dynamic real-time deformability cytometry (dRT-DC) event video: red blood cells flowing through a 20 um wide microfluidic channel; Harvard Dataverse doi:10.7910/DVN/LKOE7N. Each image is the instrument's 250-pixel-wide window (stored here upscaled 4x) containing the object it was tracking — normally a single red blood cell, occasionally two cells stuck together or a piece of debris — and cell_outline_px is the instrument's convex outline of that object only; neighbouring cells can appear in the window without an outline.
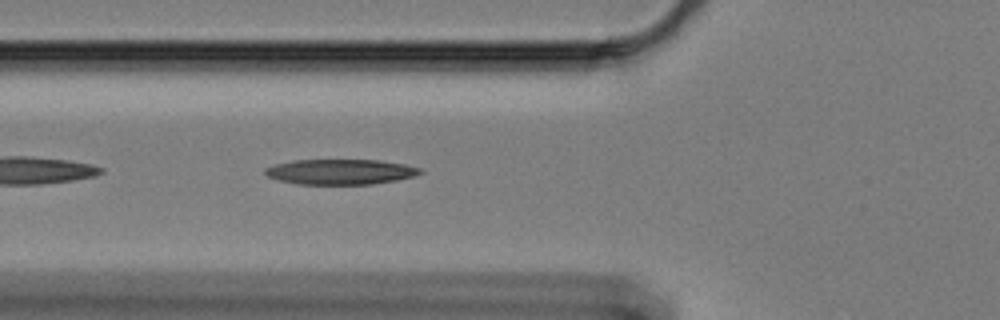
{"species": "Egyptian fruit bat (a non-hibernating species)", "species_latin": "Rousettus aegyptiacus", "temperature_condition": "cold", "stored_images_in_passage": 44, "segment_of_instrument_passage": [1, 2], "camera_frame_rate_fps": 3000, "um_per_image_px": 0.085, "animal": {"sex": "female"}, "frame": {"image": 1, "passage_image": 5, "time_ms": 1.333, "image_size_px": [1000, 320], "cell_outline_px": [[424, 172], [416, 176], [396, 180], [372, 184], [296, 184], [280, 180], [268, 176], [264, 172], [264, 168], [276, 164], [292, 160], [380, 160], [404, 164], [420, 168]], "centroid_in_image_um": [28.96, 14.6], "position_along_channel_um": 96.8, "area_um2": 22.83}}
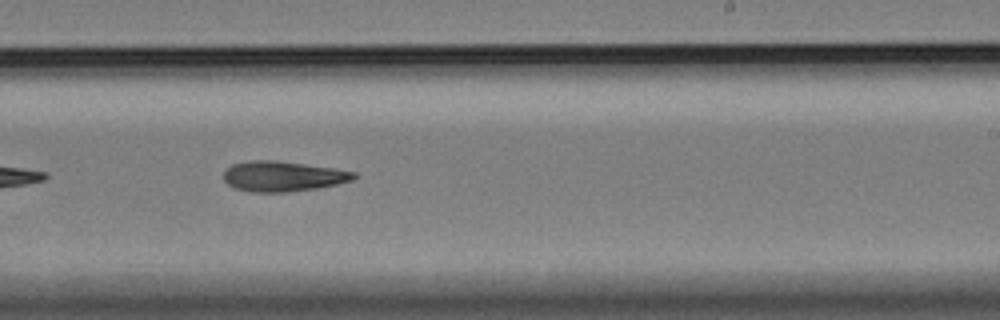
{"frame": {"image": 2, "passage_image": 20, "time_ms": 6.333, "image_size_px": [1000, 320], "cell_outline_px": [[356, 176], [352, 180], [336, 184], [316, 188], [284, 192], [248, 192], [232, 188], [224, 180], [224, 172], [232, 164], [252, 160], [276, 160], [332, 168], [356, 172]], "centroid_in_image_um": [23.99, 14.99], "position_along_channel_um": 265.0, "area_um2": 22.83}}
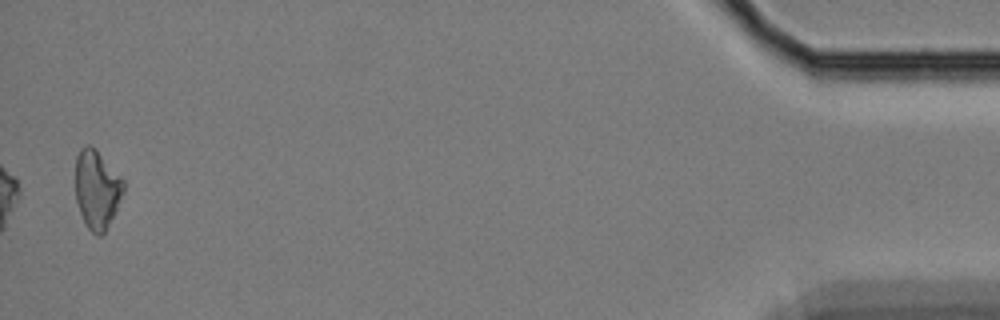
{"frame": {"image": 3, "passage_image": 42, "time_ms": 13.667, "image_size_px": [1000, 320], "cell_outline_px": [[124, 192], [104, 232], [100, 236], [96, 236], [88, 228], [80, 212], [76, 200], [76, 156], [80, 148], [84, 144], [88, 144], [96, 148], [124, 180]], "centroid_in_image_um": [8.23, 16.04], "position_along_channel_um": 427.0, "area_um2": 21.91}}